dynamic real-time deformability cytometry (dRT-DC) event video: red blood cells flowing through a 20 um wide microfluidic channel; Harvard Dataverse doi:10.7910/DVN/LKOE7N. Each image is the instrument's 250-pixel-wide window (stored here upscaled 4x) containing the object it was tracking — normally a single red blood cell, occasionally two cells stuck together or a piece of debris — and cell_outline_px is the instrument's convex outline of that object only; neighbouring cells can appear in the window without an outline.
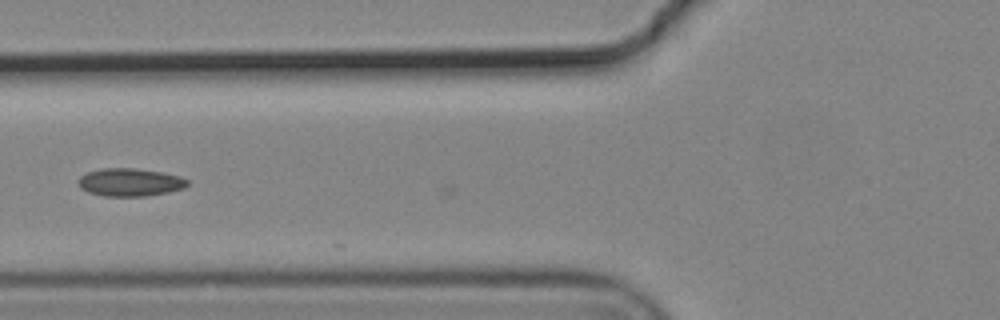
{"species": "common noctule bat (a hibernating species)", "species_latin": "Nyctalus noctula", "temperature_condition": "cold", "stored_images_in_passage": 6, "camera_frame_rate_fps": 3000, "um_per_image_px": 0.085, "animal": {"sex": "male", "body_mass_g": 19.2, "forearm_length_mm": 51.8}, "frame": {"image": 1, "passage_image": 6, "time_ms": 1.667, "image_size_px": [1000, 320], "cell_outline_px": [[188, 184], [184, 188], [168, 192], [148, 196], [104, 196], [88, 192], [80, 188], [76, 184], [76, 180], [80, 176], [88, 172], [100, 168], [136, 168], [164, 172], [180, 176], [188, 180]], "centroid_in_image_um": [11.02, 15.49], "position_along_channel_um": 114.8, "area_um2": 18.03}}